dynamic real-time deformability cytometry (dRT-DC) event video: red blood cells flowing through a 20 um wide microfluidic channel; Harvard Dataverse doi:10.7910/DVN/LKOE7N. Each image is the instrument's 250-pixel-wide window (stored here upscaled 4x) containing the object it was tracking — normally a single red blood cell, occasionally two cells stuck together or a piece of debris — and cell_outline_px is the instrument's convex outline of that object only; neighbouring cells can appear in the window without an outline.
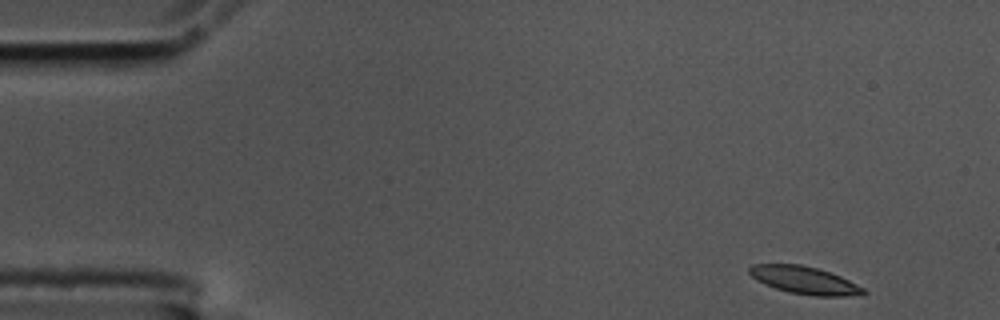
{"species": "common noctule bat (a hibernating species)", "species_latin": "Nyctalus noctula", "temperature_condition": "cold", "stored_images_in_passage": 53, "camera_frame_rate_fps": 3000, "um_per_image_px": 0.085, "animal": {"sex": "male", "body_mass_g": 17.5, "forearm_length_mm": 52.3}, "frame": {"image": 1, "passage_image": 1, "time_ms": 0.0, "image_size_px": [1000, 320], "cell_outline_px": [[868, 292], [864, 296], [816, 296], [788, 292], [776, 288], [752, 276], [748, 272], [748, 268], [752, 264], [800, 264], [816, 268], [840, 276], [864, 288]], "centroid_in_image_um": [68.45, 23.83], "position_along_channel_um": 16.6, "area_um2": 18.15}}
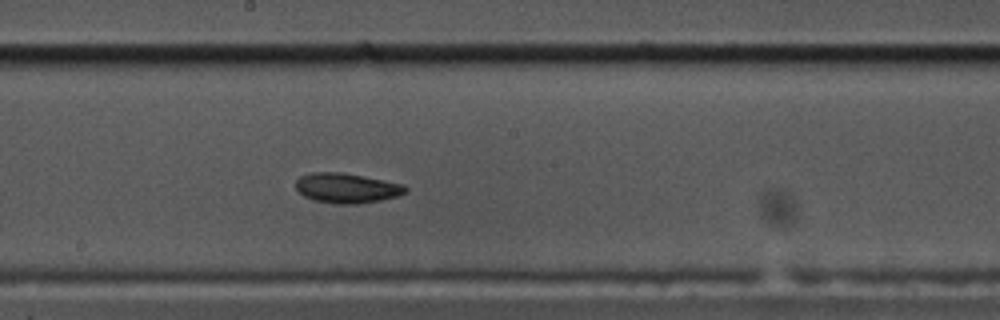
{"frame": {"image": 2, "passage_image": 27, "time_ms": 8.667, "image_size_px": [1000, 320], "cell_outline_px": [[408, 192], [400, 196], [380, 200], [356, 204], [336, 204], [312, 200], [304, 196], [296, 188], [296, 180], [300, 176], [312, 172], [344, 172], [404, 184], [408, 188]], "centroid_in_image_um": [29.5, 15.98], "position_along_channel_um": 218.7, "area_um2": 19.36}}
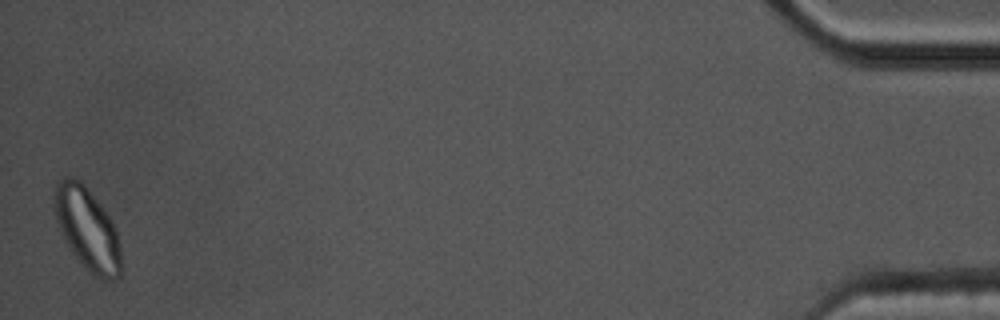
{"frame": {"image": 3, "passage_image": 53, "time_ms": 17.333, "image_size_px": [1000, 320], "cell_outline_px": [[120, 276], [116, 280], [100, 280], [72, 252], [64, 240], [56, 220], [52, 208], [52, 196], [56, 184], [64, 176], [72, 176], [80, 180], [84, 184], [100, 204], [112, 220], [116, 228], [120, 244]], "centroid_in_image_um": [7.39, 19.4], "position_along_channel_um": 427.8, "area_um2": 32.19}, "authors_computed_cell_mechanics": {"area_um2": 19.0162, "velocity_mm_per_s": 3.4819, "shape_relaxation_time_tau1_ms": 3.5596, "shape_relaxation_time_tau2_ms": 2.9658, "deformation_change_tau1": 0.1139, "deformation_change_tau2": 0.0815}}